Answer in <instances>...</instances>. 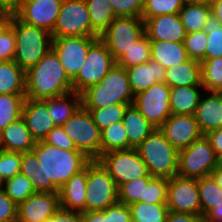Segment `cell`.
Here are the masks:
<instances>
[{
    "mask_svg": "<svg viewBox=\"0 0 222 222\" xmlns=\"http://www.w3.org/2000/svg\"><path fill=\"white\" fill-rule=\"evenodd\" d=\"M91 161L81 151L54 147L42 140L30 152L21 153L20 173L31 181L36 192L58 193Z\"/></svg>",
    "mask_w": 222,
    "mask_h": 222,
    "instance_id": "1",
    "label": "cell"
},
{
    "mask_svg": "<svg viewBox=\"0 0 222 222\" xmlns=\"http://www.w3.org/2000/svg\"><path fill=\"white\" fill-rule=\"evenodd\" d=\"M25 76V97L28 99L44 100L73 91L72 81L53 49L38 64L25 71Z\"/></svg>",
    "mask_w": 222,
    "mask_h": 222,
    "instance_id": "2",
    "label": "cell"
},
{
    "mask_svg": "<svg viewBox=\"0 0 222 222\" xmlns=\"http://www.w3.org/2000/svg\"><path fill=\"white\" fill-rule=\"evenodd\" d=\"M134 94L131 90L125 68L117 63L107 75L95 85L81 93L84 109H100L115 104H133Z\"/></svg>",
    "mask_w": 222,
    "mask_h": 222,
    "instance_id": "3",
    "label": "cell"
},
{
    "mask_svg": "<svg viewBox=\"0 0 222 222\" xmlns=\"http://www.w3.org/2000/svg\"><path fill=\"white\" fill-rule=\"evenodd\" d=\"M8 24L16 38L14 62L24 71L38 64L52 49V36L47 30L30 26L11 15Z\"/></svg>",
    "mask_w": 222,
    "mask_h": 222,
    "instance_id": "4",
    "label": "cell"
},
{
    "mask_svg": "<svg viewBox=\"0 0 222 222\" xmlns=\"http://www.w3.org/2000/svg\"><path fill=\"white\" fill-rule=\"evenodd\" d=\"M135 148L152 177L169 179L177 175L179 151L170 144L159 128Z\"/></svg>",
    "mask_w": 222,
    "mask_h": 222,
    "instance_id": "5",
    "label": "cell"
},
{
    "mask_svg": "<svg viewBox=\"0 0 222 222\" xmlns=\"http://www.w3.org/2000/svg\"><path fill=\"white\" fill-rule=\"evenodd\" d=\"M85 211H103L118 202L117 186L98 160L87 165Z\"/></svg>",
    "mask_w": 222,
    "mask_h": 222,
    "instance_id": "6",
    "label": "cell"
},
{
    "mask_svg": "<svg viewBox=\"0 0 222 222\" xmlns=\"http://www.w3.org/2000/svg\"><path fill=\"white\" fill-rule=\"evenodd\" d=\"M62 127L78 151L91 160L101 157V131L89 111L81 106Z\"/></svg>",
    "mask_w": 222,
    "mask_h": 222,
    "instance_id": "7",
    "label": "cell"
},
{
    "mask_svg": "<svg viewBox=\"0 0 222 222\" xmlns=\"http://www.w3.org/2000/svg\"><path fill=\"white\" fill-rule=\"evenodd\" d=\"M220 163L209 140L202 135L187 148L179 151L177 175L199 179L211 175Z\"/></svg>",
    "mask_w": 222,
    "mask_h": 222,
    "instance_id": "8",
    "label": "cell"
},
{
    "mask_svg": "<svg viewBox=\"0 0 222 222\" xmlns=\"http://www.w3.org/2000/svg\"><path fill=\"white\" fill-rule=\"evenodd\" d=\"M145 34L141 17H115L99 36L117 62Z\"/></svg>",
    "mask_w": 222,
    "mask_h": 222,
    "instance_id": "9",
    "label": "cell"
},
{
    "mask_svg": "<svg viewBox=\"0 0 222 222\" xmlns=\"http://www.w3.org/2000/svg\"><path fill=\"white\" fill-rule=\"evenodd\" d=\"M116 64L105 43L98 37L89 47L85 63L72 80L73 91L81 94L98 84Z\"/></svg>",
    "mask_w": 222,
    "mask_h": 222,
    "instance_id": "10",
    "label": "cell"
},
{
    "mask_svg": "<svg viewBox=\"0 0 222 222\" xmlns=\"http://www.w3.org/2000/svg\"><path fill=\"white\" fill-rule=\"evenodd\" d=\"M60 37H99L91 27L89 10L85 0H63L59 15L51 33Z\"/></svg>",
    "mask_w": 222,
    "mask_h": 222,
    "instance_id": "11",
    "label": "cell"
},
{
    "mask_svg": "<svg viewBox=\"0 0 222 222\" xmlns=\"http://www.w3.org/2000/svg\"><path fill=\"white\" fill-rule=\"evenodd\" d=\"M98 161L109 172L117 188L121 184L149 174L136 148L108 152L103 154Z\"/></svg>",
    "mask_w": 222,
    "mask_h": 222,
    "instance_id": "12",
    "label": "cell"
},
{
    "mask_svg": "<svg viewBox=\"0 0 222 222\" xmlns=\"http://www.w3.org/2000/svg\"><path fill=\"white\" fill-rule=\"evenodd\" d=\"M170 90L165 82H159L134 95L133 105L156 128L171 115Z\"/></svg>",
    "mask_w": 222,
    "mask_h": 222,
    "instance_id": "13",
    "label": "cell"
},
{
    "mask_svg": "<svg viewBox=\"0 0 222 222\" xmlns=\"http://www.w3.org/2000/svg\"><path fill=\"white\" fill-rule=\"evenodd\" d=\"M166 205L169 211L202 216L197 179L179 175L169 178Z\"/></svg>",
    "mask_w": 222,
    "mask_h": 222,
    "instance_id": "14",
    "label": "cell"
},
{
    "mask_svg": "<svg viewBox=\"0 0 222 222\" xmlns=\"http://www.w3.org/2000/svg\"><path fill=\"white\" fill-rule=\"evenodd\" d=\"M98 37H60L52 39V49L59 57L63 68L72 81L86 61L90 45Z\"/></svg>",
    "mask_w": 222,
    "mask_h": 222,
    "instance_id": "15",
    "label": "cell"
},
{
    "mask_svg": "<svg viewBox=\"0 0 222 222\" xmlns=\"http://www.w3.org/2000/svg\"><path fill=\"white\" fill-rule=\"evenodd\" d=\"M63 0H23L14 14L23 23L52 33Z\"/></svg>",
    "mask_w": 222,
    "mask_h": 222,
    "instance_id": "16",
    "label": "cell"
},
{
    "mask_svg": "<svg viewBox=\"0 0 222 222\" xmlns=\"http://www.w3.org/2000/svg\"><path fill=\"white\" fill-rule=\"evenodd\" d=\"M159 129L178 151L202 136L194 115L171 114Z\"/></svg>",
    "mask_w": 222,
    "mask_h": 222,
    "instance_id": "17",
    "label": "cell"
},
{
    "mask_svg": "<svg viewBox=\"0 0 222 222\" xmlns=\"http://www.w3.org/2000/svg\"><path fill=\"white\" fill-rule=\"evenodd\" d=\"M60 208L59 194L36 192L17 208V222H45Z\"/></svg>",
    "mask_w": 222,
    "mask_h": 222,
    "instance_id": "18",
    "label": "cell"
},
{
    "mask_svg": "<svg viewBox=\"0 0 222 222\" xmlns=\"http://www.w3.org/2000/svg\"><path fill=\"white\" fill-rule=\"evenodd\" d=\"M145 23V34L150 41L184 43L187 35L179 14H164L156 17H141Z\"/></svg>",
    "mask_w": 222,
    "mask_h": 222,
    "instance_id": "19",
    "label": "cell"
},
{
    "mask_svg": "<svg viewBox=\"0 0 222 222\" xmlns=\"http://www.w3.org/2000/svg\"><path fill=\"white\" fill-rule=\"evenodd\" d=\"M22 117L36 142L44 140L49 131L55 127L47 108V99L32 100L25 98Z\"/></svg>",
    "mask_w": 222,
    "mask_h": 222,
    "instance_id": "20",
    "label": "cell"
},
{
    "mask_svg": "<svg viewBox=\"0 0 222 222\" xmlns=\"http://www.w3.org/2000/svg\"><path fill=\"white\" fill-rule=\"evenodd\" d=\"M201 96L194 114L202 135L222 128V92H208Z\"/></svg>",
    "mask_w": 222,
    "mask_h": 222,
    "instance_id": "21",
    "label": "cell"
},
{
    "mask_svg": "<svg viewBox=\"0 0 222 222\" xmlns=\"http://www.w3.org/2000/svg\"><path fill=\"white\" fill-rule=\"evenodd\" d=\"M125 70L134 95L149 89L153 84L165 82L166 69L152 59L148 62L125 68Z\"/></svg>",
    "mask_w": 222,
    "mask_h": 222,
    "instance_id": "22",
    "label": "cell"
},
{
    "mask_svg": "<svg viewBox=\"0 0 222 222\" xmlns=\"http://www.w3.org/2000/svg\"><path fill=\"white\" fill-rule=\"evenodd\" d=\"M87 166L74 174L59 189L60 208L69 211L84 212L86 203Z\"/></svg>",
    "mask_w": 222,
    "mask_h": 222,
    "instance_id": "23",
    "label": "cell"
},
{
    "mask_svg": "<svg viewBox=\"0 0 222 222\" xmlns=\"http://www.w3.org/2000/svg\"><path fill=\"white\" fill-rule=\"evenodd\" d=\"M23 117L9 124L0 132V149L11 152H30L36 145Z\"/></svg>",
    "mask_w": 222,
    "mask_h": 222,
    "instance_id": "24",
    "label": "cell"
},
{
    "mask_svg": "<svg viewBox=\"0 0 222 222\" xmlns=\"http://www.w3.org/2000/svg\"><path fill=\"white\" fill-rule=\"evenodd\" d=\"M122 123L128 137V149L137 147L156 129L133 104L128 105Z\"/></svg>",
    "mask_w": 222,
    "mask_h": 222,
    "instance_id": "25",
    "label": "cell"
},
{
    "mask_svg": "<svg viewBox=\"0 0 222 222\" xmlns=\"http://www.w3.org/2000/svg\"><path fill=\"white\" fill-rule=\"evenodd\" d=\"M201 88V89H200ZM200 86H179L170 90V111L177 115H194L203 93Z\"/></svg>",
    "mask_w": 222,
    "mask_h": 222,
    "instance_id": "26",
    "label": "cell"
},
{
    "mask_svg": "<svg viewBox=\"0 0 222 222\" xmlns=\"http://www.w3.org/2000/svg\"><path fill=\"white\" fill-rule=\"evenodd\" d=\"M165 83L170 88L200 86L201 62L189 58L184 63L166 69Z\"/></svg>",
    "mask_w": 222,
    "mask_h": 222,
    "instance_id": "27",
    "label": "cell"
},
{
    "mask_svg": "<svg viewBox=\"0 0 222 222\" xmlns=\"http://www.w3.org/2000/svg\"><path fill=\"white\" fill-rule=\"evenodd\" d=\"M151 59L160 63L165 69L186 62L187 55L184 43L171 41H150Z\"/></svg>",
    "mask_w": 222,
    "mask_h": 222,
    "instance_id": "28",
    "label": "cell"
},
{
    "mask_svg": "<svg viewBox=\"0 0 222 222\" xmlns=\"http://www.w3.org/2000/svg\"><path fill=\"white\" fill-rule=\"evenodd\" d=\"M81 106V94L74 91L61 96L47 98V108L55 126H63Z\"/></svg>",
    "mask_w": 222,
    "mask_h": 222,
    "instance_id": "29",
    "label": "cell"
},
{
    "mask_svg": "<svg viewBox=\"0 0 222 222\" xmlns=\"http://www.w3.org/2000/svg\"><path fill=\"white\" fill-rule=\"evenodd\" d=\"M25 71L13 60L0 62V94H25Z\"/></svg>",
    "mask_w": 222,
    "mask_h": 222,
    "instance_id": "30",
    "label": "cell"
},
{
    "mask_svg": "<svg viewBox=\"0 0 222 222\" xmlns=\"http://www.w3.org/2000/svg\"><path fill=\"white\" fill-rule=\"evenodd\" d=\"M210 13V4L185 2L179 15L187 34L204 30Z\"/></svg>",
    "mask_w": 222,
    "mask_h": 222,
    "instance_id": "31",
    "label": "cell"
},
{
    "mask_svg": "<svg viewBox=\"0 0 222 222\" xmlns=\"http://www.w3.org/2000/svg\"><path fill=\"white\" fill-rule=\"evenodd\" d=\"M91 21L92 30L100 36L115 17L110 0H85Z\"/></svg>",
    "mask_w": 222,
    "mask_h": 222,
    "instance_id": "32",
    "label": "cell"
},
{
    "mask_svg": "<svg viewBox=\"0 0 222 222\" xmlns=\"http://www.w3.org/2000/svg\"><path fill=\"white\" fill-rule=\"evenodd\" d=\"M132 222H166L169 209L166 203L136 202L129 205Z\"/></svg>",
    "mask_w": 222,
    "mask_h": 222,
    "instance_id": "33",
    "label": "cell"
},
{
    "mask_svg": "<svg viewBox=\"0 0 222 222\" xmlns=\"http://www.w3.org/2000/svg\"><path fill=\"white\" fill-rule=\"evenodd\" d=\"M197 185L204 217L212 208L222 203V188L211 175L197 179Z\"/></svg>",
    "mask_w": 222,
    "mask_h": 222,
    "instance_id": "34",
    "label": "cell"
},
{
    "mask_svg": "<svg viewBox=\"0 0 222 222\" xmlns=\"http://www.w3.org/2000/svg\"><path fill=\"white\" fill-rule=\"evenodd\" d=\"M25 94H0V132L22 117Z\"/></svg>",
    "mask_w": 222,
    "mask_h": 222,
    "instance_id": "35",
    "label": "cell"
},
{
    "mask_svg": "<svg viewBox=\"0 0 222 222\" xmlns=\"http://www.w3.org/2000/svg\"><path fill=\"white\" fill-rule=\"evenodd\" d=\"M128 149V137L122 121L101 131V156L115 150Z\"/></svg>",
    "mask_w": 222,
    "mask_h": 222,
    "instance_id": "36",
    "label": "cell"
},
{
    "mask_svg": "<svg viewBox=\"0 0 222 222\" xmlns=\"http://www.w3.org/2000/svg\"><path fill=\"white\" fill-rule=\"evenodd\" d=\"M201 84L208 92H222V57L201 62Z\"/></svg>",
    "mask_w": 222,
    "mask_h": 222,
    "instance_id": "37",
    "label": "cell"
},
{
    "mask_svg": "<svg viewBox=\"0 0 222 222\" xmlns=\"http://www.w3.org/2000/svg\"><path fill=\"white\" fill-rule=\"evenodd\" d=\"M5 194L18 206L36 193L31 181L21 173L4 182Z\"/></svg>",
    "mask_w": 222,
    "mask_h": 222,
    "instance_id": "38",
    "label": "cell"
},
{
    "mask_svg": "<svg viewBox=\"0 0 222 222\" xmlns=\"http://www.w3.org/2000/svg\"><path fill=\"white\" fill-rule=\"evenodd\" d=\"M151 59L150 39L144 34L116 63L123 68L133 67Z\"/></svg>",
    "mask_w": 222,
    "mask_h": 222,
    "instance_id": "39",
    "label": "cell"
},
{
    "mask_svg": "<svg viewBox=\"0 0 222 222\" xmlns=\"http://www.w3.org/2000/svg\"><path fill=\"white\" fill-rule=\"evenodd\" d=\"M204 31L208 36L205 59L222 57V26L212 13L209 14L205 21Z\"/></svg>",
    "mask_w": 222,
    "mask_h": 222,
    "instance_id": "40",
    "label": "cell"
},
{
    "mask_svg": "<svg viewBox=\"0 0 222 222\" xmlns=\"http://www.w3.org/2000/svg\"><path fill=\"white\" fill-rule=\"evenodd\" d=\"M130 104H115L100 109H86L91 114L93 122L99 127L100 131L123 120L127 107Z\"/></svg>",
    "mask_w": 222,
    "mask_h": 222,
    "instance_id": "41",
    "label": "cell"
},
{
    "mask_svg": "<svg viewBox=\"0 0 222 222\" xmlns=\"http://www.w3.org/2000/svg\"><path fill=\"white\" fill-rule=\"evenodd\" d=\"M152 178L150 174L146 177L136 178L130 182L121 184L118 188V202L125 205H132L143 199L144 184H148L149 180Z\"/></svg>",
    "mask_w": 222,
    "mask_h": 222,
    "instance_id": "42",
    "label": "cell"
},
{
    "mask_svg": "<svg viewBox=\"0 0 222 222\" xmlns=\"http://www.w3.org/2000/svg\"><path fill=\"white\" fill-rule=\"evenodd\" d=\"M184 4L185 0H145L141 17L179 14Z\"/></svg>",
    "mask_w": 222,
    "mask_h": 222,
    "instance_id": "43",
    "label": "cell"
},
{
    "mask_svg": "<svg viewBox=\"0 0 222 222\" xmlns=\"http://www.w3.org/2000/svg\"><path fill=\"white\" fill-rule=\"evenodd\" d=\"M167 186V178L152 177L148 184H144L143 199L138 202L167 203Z\"/></svg>",
    "mask_w": 222,
    "mask_h": 222,
    "instance_id": "44",
    "label": "cell"
},
{
    "mask_svg": "<svg viewBox=\"0 0 222 222\" xmlns=\"http://www.w3.org/2000/svg\"><path fill=\"white\" fill-rule=\"evenodd\" d=\"M208 45V36L204 30L188 33L184 39V46L190 59L202 62Z\"/></svg>",
    "mask_w": 222,
    "mask_h": 222,
    "instance_id": "45",
    "label": "cell"
},
{
    "mask_svg": "<svg viewBox=\"0 0 222 222\" xmlns=\"http://www.w3.org/2000/svg\"><path fill=\"white\" fill-rule=\"evenodd\" d=\"M20 166L21 153L0 149V173L5 181L19 174Z\"/></svg>",
    "mask_w": 222,
    "mask_h": 222,
    "instance_id": "46",
    "label": "cell"
},
{
    "mask_svg": "<svg viewBox=\"0 0 222 222\" xmlns=\"http://www.w3.org/2000/svg\"><path fill=\"white\" fill-rule=\"evenodd\" d=\"M117 17H141L145 0H110Z\"/></svg>",
    "mask_w": 222,
    "mask_h": 222,
    "instance_id": "47",
    "label": "cell"
},
{
    "mask_svg": "<svg viewBox=\"0 0 222 222\" xmlns=\"http://www.w3.org/2000/svg\"><path fill=\"white\" fill-rule=\"evenodd\" d=\"M16 38L13 28L7 23L0 31V62L14 60Z\"/></svg>",
    "mask_w": 222,
    "mask_h": 222,
    "instance_id": "48",
    "label": "cell"
},
{
    "mask_svg": "<svg viewBox=\"0 0 222 222\" xmlns=\"http://www.w3.org/2000/svg\"><path fill=\"white\" fill-rule=\"evenodd\" d=\"M43 141L54 147H59L65 150H77L62 126H55L51 129Z\"/></svg>",
    "mask_w": 222,
    "mask_h": 222,
    "instance_id": "49",
    "label": "cell"
},
{
    "mask_svg": "<svg viewBox=\"0 0 222 222\" xmlns=\"http://www.w3.org/2000/svg\"><path fill=\"white\" fill-rule=\"evenodd\" d=\"M106 222H132L129 206L121 202L109 206L106 209Z\"/></svg>",
    "mask_w": 222,
    "mask_h": 222,
    "instance_id": "50",
    "label": "cell"
},
{
    "mask_svg": "<svg viewBox=\"0 0 222 222\" xmlns=\"http://www.w3.org/2000/svg\"><path fill=\"white\" fill-rule=\"evenodd\" d=\"M18 206L0 189V221L17 222Z\"/></svg>",
    "mask_w": 222,
    "mask_h": 222,
    "instance_id": "51",
    "label": "cell"
},
{
    "mask_svg": "<svg viewBox=\"0 0 222 222\" xmlns=\"http://www.w3.org/2000/svg\"><path fill=\"white\" fill-rule=\"evenodd\" d=\"M45 222H83L81 212L59 208L57 212Z\"/></svg>",
    "mask_w": 222,
    "mask_h": 222,
    "instance_id": "52",
    "label": "cell"
},
{
    "mask_svg": "<svg viewBox=\"0 0 222 222\" xmlns=\"http://www.w3.org/2000/svg\"><path fill=\"white\" fill-rule=\"evenodd\" d=\"M205 136L214 149L216 157L222 162V128L210 131Z\"/></svg>",
    "mask_w": 222,
    "mask_h": 222,
    "instance_id": "53",
    "label": "cell"
},
{
    "mask_svg": "<svg viewBox=\"0 0 222 222\" xmlns=\"http://www.w3.org/2000/svg\"><path fill=\"white\" fill-rule=\"evenodd\" d=\"M166 222H204L203 216L169 211Z\"/></svg>",
    "mask_w": 222,
    "mask_h": 222,
    "instance_id": "54",
    "label": "cell"
},
{
    "mask_svg": "<svg viewBox=\"0 0 222 222\" xmlns=\"http://www.w3.org/2000/svg\"><path fill=\"white\" fill-rule=\"evenodd\" d=\"M83 222H106V209L103 211L81 212Z\"/></svg>",
    "mask_w": 222,
    "mask_h": 222,
    "instance_id": "55",
    "label": "cell"
},
{
    "mask_svg": "<svg viewBox=\"0 0 222 222\" xmlns=\"http://www.w3.org/2000/svg\"><path fill=\"white\" fill-rule=\"evenodd\" d=\"M23 0H0V10L14 15L21 7Z\"/></svg>",
    "mask_w": 222,
    "mask_h": 222,
    "instance_id": "56",
    "label": "cell"
},
{
    "mask_svg": "<svg viewBox=\"0 0 222 222\" xmlns=\"http://www.w3.org/2000/svg\"><path fill=\"white\" fill-rule=\"evenodd\" d=\"M203 220L204 222H222V203L212 208Z\"/></svg>",
    "mask_w": 222,
    "mask_h": 222,
    "instance_id": "57",
    "label": "cell"
},
{
    "mask_svg": "<svg viewBox=\"0 0 222 222\" xmlns=\"http://www.w3.org/2000/svg\"><path fill=\"white\" fill-rule=\"evenodd\" d=\"M211 13L220 22L222 26V0H214L210 4Z\"/></svg>",
    "mask_w": 222,
    "mask_h": 222,
    "instance_id": "58",
    "label": "cell"
},
{
    "mask_svg": "<svg viewBox=\"0 0 222 222\" xmlns=\"http://www.w3.org/2000/svg\"><path fill=\"white\" fill-rule=\"evenodd\" d=\"M211 176L216 183L222 188V162L211 172Z\"/></svg>",
    "mask_w": 222,
    "mask_h": 222,
    "instance_id": "59",
    "label": "cell"
},
{
    "mask_svg": "<svg viewBox=\"0 0 222 222\" xmlns=\"http://www.w3.org/2000/svg\"><path fill=\"white\" fill-rule=\"evenodd\" d=\"M10 14L0 10V31L3 29V27L8 23Z\"/></svg>",
    "mask_w": 222,
    "mask_h": 222,
    "instance_id": "60",
    "label": "cell"
},
{
    "mask_svg": "<svg viewBox=\"0 0 222 222\" xmlns=\"http://www.w3.org/2000/svg\"><path fill=\"white\" fill-rule=\"evenodd\" d=\"M214 0H185V2L191 3H204V4H211Z\"/></svg>",
    "mask_w": 222,
    "mask_h": 222,
    "instance_id": "61",
    "label": "cell"
},
{
    "mask_svg": "<svg viewBox=\"0 0 222 222\" xmlns=\"http://www.w3.org/2000/svg\"><path fill=\"white\" fill-rule=\"evenodd\" d=\"M4 182H5V180H4V178L2 177V175H1V173H0V189L3 188Z\"/></svg>",
    "mask_w": 222,
    "mask_h": 222,
    "instance_id": "62",
    "label": "cell"
}]
</instances>
